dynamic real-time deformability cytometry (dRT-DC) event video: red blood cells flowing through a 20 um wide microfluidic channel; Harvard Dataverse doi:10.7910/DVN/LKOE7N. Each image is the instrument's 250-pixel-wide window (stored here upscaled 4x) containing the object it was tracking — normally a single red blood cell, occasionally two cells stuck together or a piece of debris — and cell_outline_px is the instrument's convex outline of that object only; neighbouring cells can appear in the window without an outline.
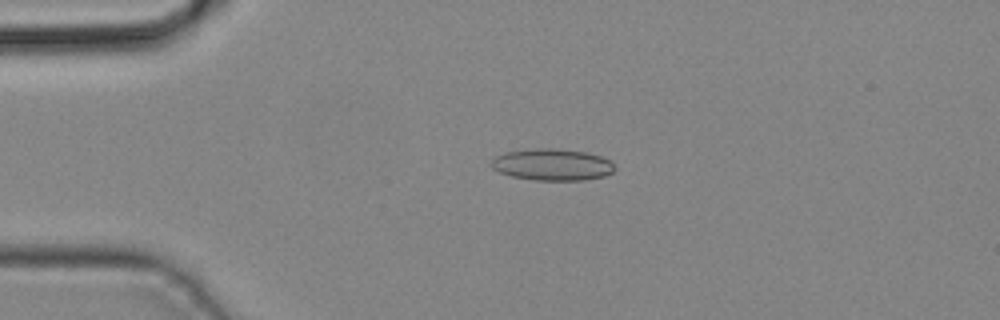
{"species": "common noctule bat (a hibernating species)", "species_latin": "Nyctalus noctula", "temperature_condition": "cold", "stored_images_in_passage": 41, "camera_frame_rate_fps": 3000, "um_per_image_px": 0.085, "animal": {"sex": "male", "body_mass_g": 19.2, "forearm_length_mm": 51.8}, "frame": {"image": 1, "passage_image": 9, "time_ms": 2.667, "image_size_px": [1000, 320], "cell_outline_px": [[616, 168], [612, 172], [604, 176], [584, 180], [532, 180], [512, 176], [500, 172], [492, 168], [492, 160], [496, 156], [508, 152], [536, 148], [556, 148], [588, 152], [612, 160]], "centroid_in_image_um": [47.0, 13.99], "position_along_channel_um": 38.0, "area_um2": 22.83}}
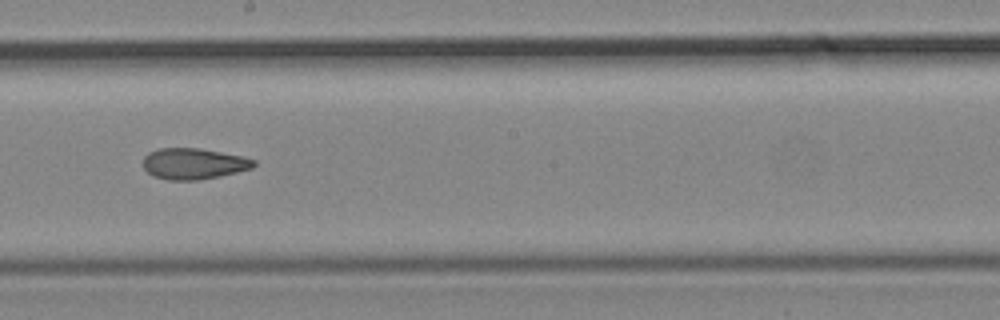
{"frame": {"image": 2, "passage_image": 23, "time_ms": 7.333, "image_size_px": [1000, 320], "cell_outline_px": [[256, 164], [252, 168], [220, 176], [196, 180], [168, 180], [152, 176], [144, 168], [144, 156], [148, 152], [160, 148], [200, 148], [244, 156], [256, 160]], "centroid_in_image_um": [16.46, 13.91], "position_along_channel_um": 231.7, "area_um2": 20.11}}
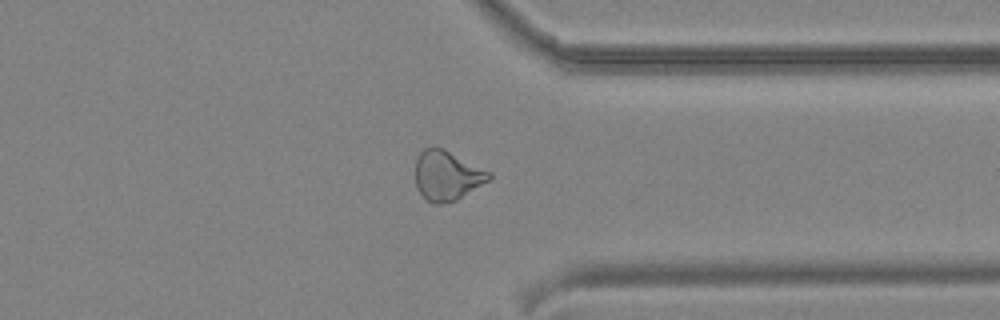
{"frame": {"image": 3, "passage_image": 32, "time_ms": 10.333, "image_size_px": [1000, 320], "cell_outline_px": [[492, 176], [488, 180], [456, 200], [444, 204], [432, 204], [416, 188], [416, 160], [420, 152], [424, 148], [444, 148], [492, 172]], "centroid_in_image_um": [38.0, 14.92], "position_along_channel_um": 373.4, "area_um2": 21.21}}